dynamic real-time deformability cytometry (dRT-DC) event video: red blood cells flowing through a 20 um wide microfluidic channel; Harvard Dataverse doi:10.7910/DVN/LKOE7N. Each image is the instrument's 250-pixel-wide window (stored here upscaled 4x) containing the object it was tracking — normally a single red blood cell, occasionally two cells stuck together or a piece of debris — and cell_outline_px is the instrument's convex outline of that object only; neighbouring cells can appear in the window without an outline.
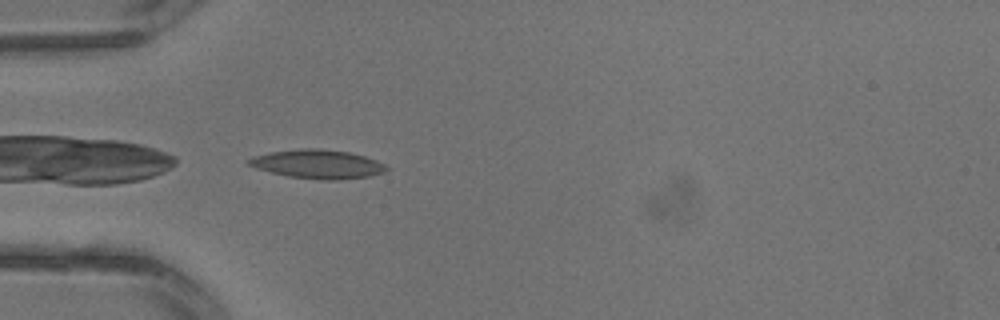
{"species": "common noctule bat (a hibernating species)", "species_latin": "Nyctalus noctula", "temperature_condition": "warm", "stored_images_in_passage": 2, "camera_frame_rate_fps": 3000, "um_per_image_px": 0.085, "animal": {"sex": "male", "body_mass_g": 13.3}, "frame": {"image": 1, "passage_image": 2, "time_ms": 0.333, "image_size_px": [1000, 320], "cell_outline_px": [[388, 168], [384, 172], [368, 176], [336, 180], [320, 180], [288, 176], [256, 168], [248, 164], [248, 160], [252, 156], [272, 152], [300, 148], [320, 148], [348, 152], [364, 156], [376, 160], [384, 164]], "centroid_in_image_um": [27.0, 13.94], "position_along_channel_um": 58.0, "area_um2": 22.95}}